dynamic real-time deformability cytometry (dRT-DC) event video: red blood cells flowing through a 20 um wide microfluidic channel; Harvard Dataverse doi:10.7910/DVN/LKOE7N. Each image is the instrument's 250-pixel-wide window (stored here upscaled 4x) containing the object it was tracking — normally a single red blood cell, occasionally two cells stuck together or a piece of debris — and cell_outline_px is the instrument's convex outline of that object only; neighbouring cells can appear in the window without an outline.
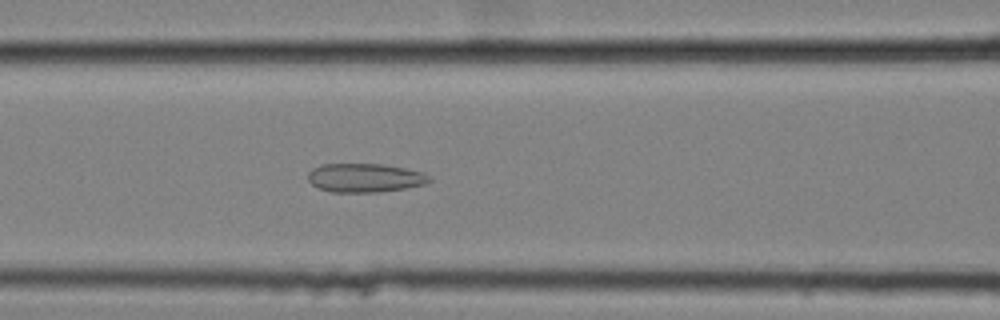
{"species": "common noctule bat (a hibernating species)", "species_latin": "Nyctalus noctula", "temperature_condition": "cold", "stored_images_in_passage": 48, "camera_frame_rate_fps": 3000, "um_per_image_px": 0.085, "animal": {"sex": "female", "body_mass_g": 25.1}, "frame": {"image": 1, "passage_image": 16, "time_ms": 5.0, "image_size_px": [1000, 320], "cell_outline_px": [[432, 180], [424, 184], [404, 188], [376, 192], [328, 192], [312, 184], [308, 180], [308, 172], [312, 168], [320, 164], [384, 164], [424, 172]], "centroid_in_image_um": [30.98, 15.11], "position_along_channel_um": 135.6, "area_um2": 20.35}}
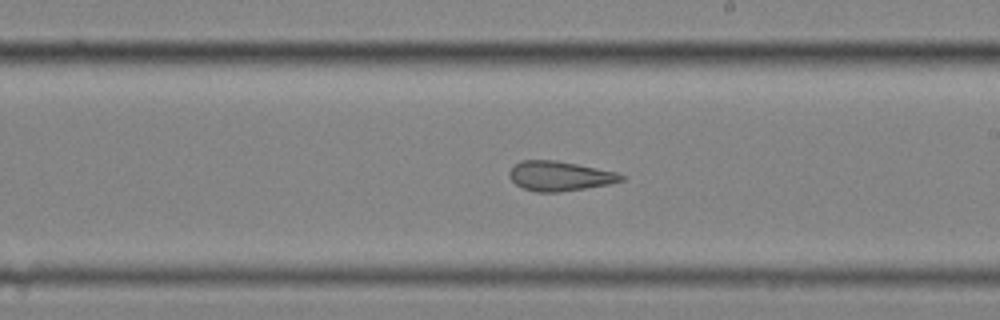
{"frame": {"image": 2, "passage_image": 25, "time_ms": 8.0, "image_size_px": [1000, 320], "cell_outline_px": [[624, 180], [612, 184], [560, 192], [536, 192], [524, 188], [516, 184], [508, 176], [508, 172], [520, 160], [556, 160], [616, 172], [624, 176]], "centroid_in_image_um": [47.57, 14.97], "position_along_channel_um": 241.4, "area_um2": 19.31}}
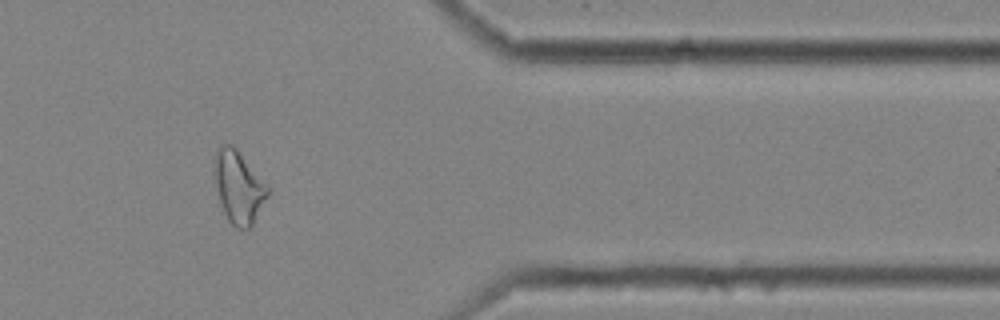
{"frame": {"image": 3, "passage_image": 39, "time_ms": 12.667, "image_size_px": [1000, 320], "cell_outline_px": [[272, 188], [268, 196], [252, 224], [248, 228], [236, 228], [228, 220], [224, 212], [220, 200], [212, 172], [212, 160], [220, 144], [232, 144], [236, 148]], "centroid_in_image_um": [20.27, 15.84], "position_along_channel_um": 391.1, "area_um2": 22.83}, "authors_computed_cell_mechanics": {"area_um2": 21.964, "velocity_mm_per_s": 3.534, "shape_relaxation_time_tau1_ms": null, "shape_relaxation_time_tau2_ms": 2.1452, "deformation_change_tau1": null, "deformation_change_tau2": 0.1}}